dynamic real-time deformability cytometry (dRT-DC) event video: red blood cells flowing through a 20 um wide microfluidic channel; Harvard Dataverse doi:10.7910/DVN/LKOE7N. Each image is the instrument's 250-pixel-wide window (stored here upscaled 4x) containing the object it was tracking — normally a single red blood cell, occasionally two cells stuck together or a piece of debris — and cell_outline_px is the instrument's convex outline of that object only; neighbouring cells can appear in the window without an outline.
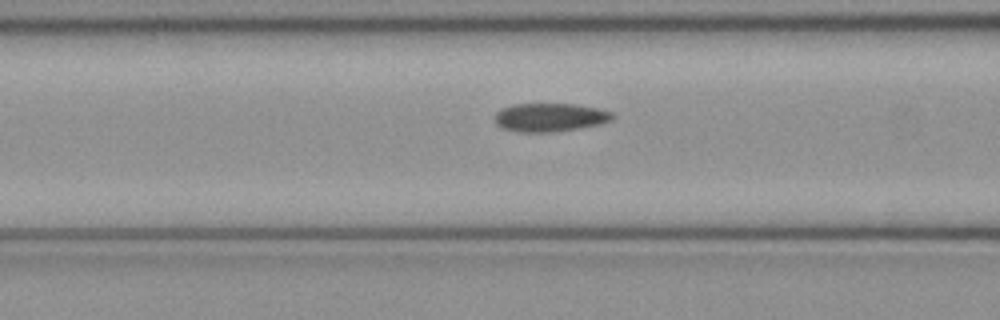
{"species": "common noctule bat (a hibernating species)", "species_latin": "Nyctalus noctula", "temperature_condition": "cold", "stored_images_in_passage": 51, "camera_frame_rate_fps": 3000, "um_per_image_px": 0.085, "animal": {"sex": "female", "body_mass_g": 21.9}, "frame": {"image": 1, "passage_image": 20, "time_ms": 6.333, "image_size_px": [1000, 320], "cell_outline_px": [[616, 116], [612, 120], [600, 124], [580, 128], [552, 132], [516, 132], [500, 128], [496, 124], [496, 112], [500, 108], [512, 104], [576, 104], [600, 108], [612, 112]], "centroid_in_image_um": [46.75, 9.97], "position_along_channel_um": 119.8, "area_um2": 19.83}}
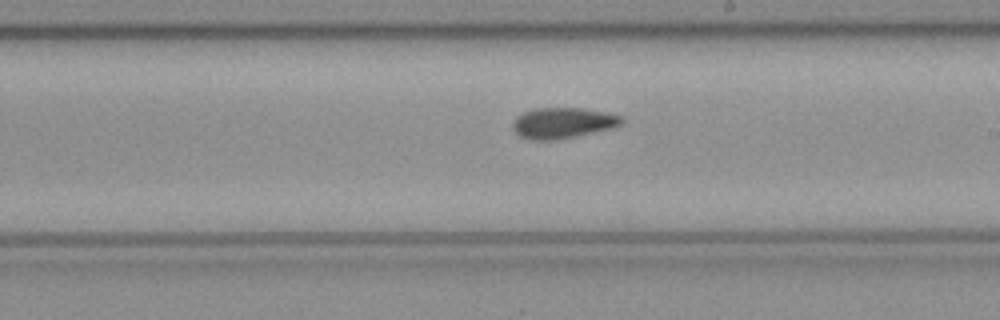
{"frame": {"image": 2, "passage_image": 29, "time_ms": 9.333, "image_size_px": [1000, 320], "cell_outline_px": [[624, 120], [620, 124], [608, 128], [572, 136], [552, 140], [532, 140], [520, 136], [512, 128], [512, 124], [516, 116], [524, 112], [536, 108], [584, 108], [608, 112], [624, 116]], "centroid_in_image_um": [47.81, 10.42], "position_along_channel_um": 241.2, "area_um2": 19.25}}
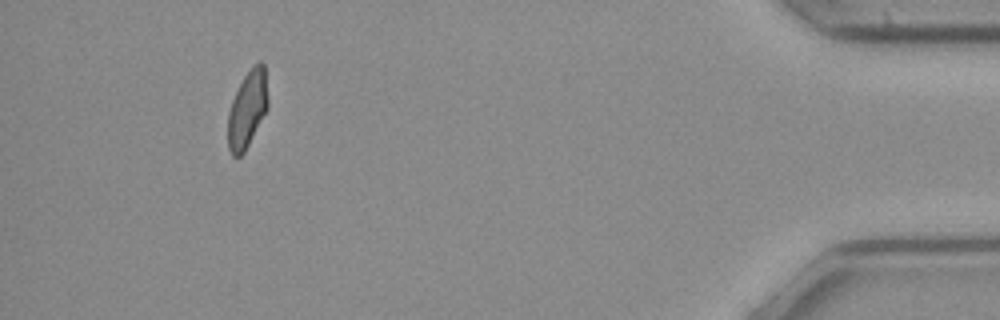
{"frame": {"image": 3, "passage_image": 47, "time_ms": 15.333, "image_size_px": [1000, 320], "cell_outline_px": [[268, 108], [244, 152], [240, 156], [232, 156], [228, 148], [228, 112], [232, 100], [244, 76], [252, 64], [260, 60], [264, 64], [268, 100]], "centroid_in_image_um": [21.03, 9.26], "position_along_channel_um": 414.2, "area_um2": 17.92}, "authors_computed_cell_mechanics": {"area_um2": 19.363, "velocity_mm_per_s": 4.0383, "shape_relaxation_time_tau1_ms": null, "shape_relaxation_time_tau2_ms": 8.48, "deformation_change_tau1": null, "deformation_change_tau2": 0.1061}}